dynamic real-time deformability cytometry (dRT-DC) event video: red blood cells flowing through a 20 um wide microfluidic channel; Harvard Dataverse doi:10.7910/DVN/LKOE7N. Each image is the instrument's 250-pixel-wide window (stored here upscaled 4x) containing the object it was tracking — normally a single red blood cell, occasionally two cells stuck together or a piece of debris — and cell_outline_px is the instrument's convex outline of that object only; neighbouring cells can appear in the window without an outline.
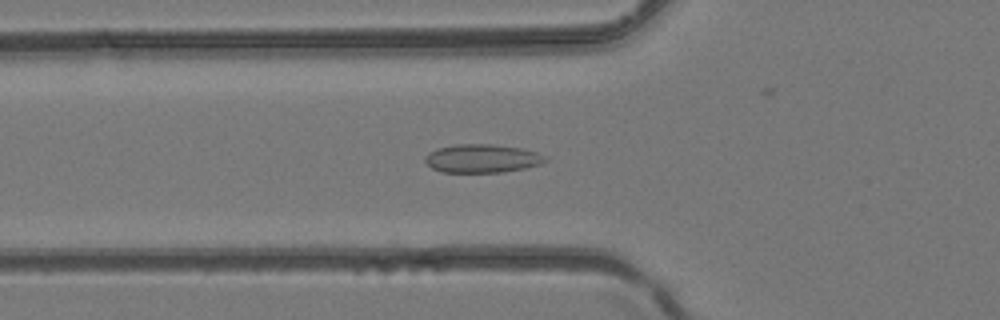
{"species": "common noctule bat (a hibernating species)", "species_latin": "Nyctalus noctula", "temperature_condition": "room temperature", "stored_images_in_passage": 42, "camera_frame_rate_fps": 3000, "um_per_image_px": 0.085, "animal": {"sex": "female", "body_mass_g": 24.6, "forearm_length_mm": 56.2}, "frame": {"image": 1, "passage_image": 15, "time_ms": 4.667, "image_size_px": [1000, 320], "cell_outline_px": [[548, 160], [540, 164], [524, 168], [500, 172], [440, 172], [432, 168], [424, 160], [424, 156], [428, 152], [436, 148], [456, 144], [492, 144], [520, 148], [536, 152], [548, 156]], "centroid_in_image_um": [40.96, 13.46], "position_along_channel_um": 84.8, "area_um2": 20.0}}
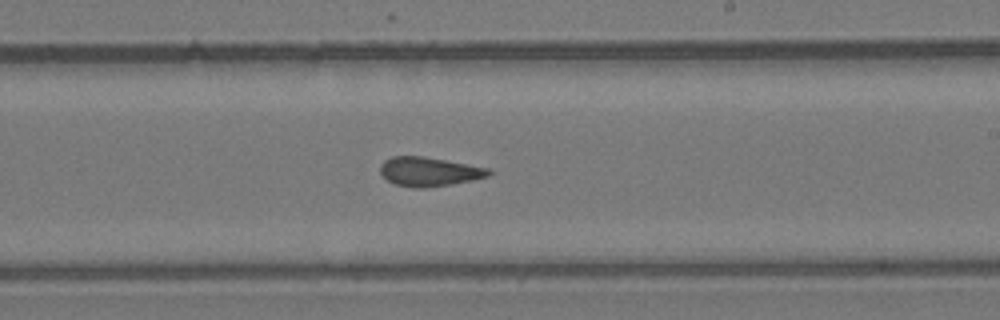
{"frame": {"image": 2, "passage_image": 25, "time_ms": 8.0, "image_size_px": [1000, 320], "cell_outline_px": [[492, 172], [488, 176], [472, 180], [424, 188], [416, 188], [396, 184], [388, 180], [380, 172], [380, 164], [384, 160], [392, 156], [424, 156], [488, 168]], "centroid_in_image_um": [36.44, 14.58], "position_along_channel_um": 252.6, "area_um2": 18.15}}
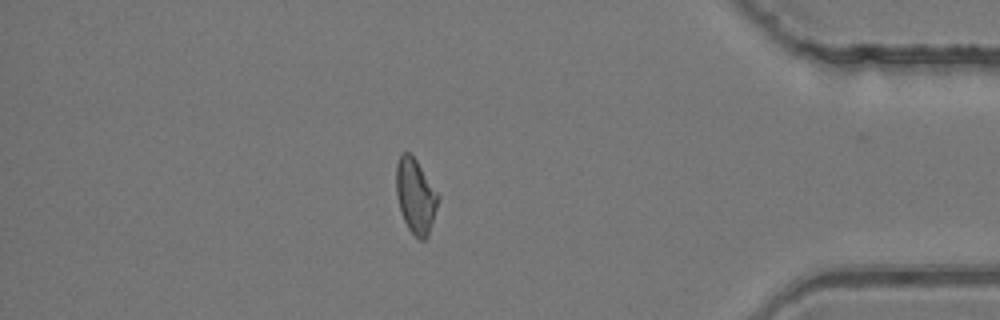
{"frame": {"image": 3, "passage_image": 36, "time_ms": 11.667, "image_size_px": [1000, 320], "cell_outline_px": [[440, 196], [428, 236], [424, 240], [420, 240], [408, 228], [404, 220], [396, 196], [396, 164], [400, 152], [412, 152]], "centroid_in_image_um": [35.31, 16.6], "position_along_channel_um": 399.9, "area_um2": 18.38}}